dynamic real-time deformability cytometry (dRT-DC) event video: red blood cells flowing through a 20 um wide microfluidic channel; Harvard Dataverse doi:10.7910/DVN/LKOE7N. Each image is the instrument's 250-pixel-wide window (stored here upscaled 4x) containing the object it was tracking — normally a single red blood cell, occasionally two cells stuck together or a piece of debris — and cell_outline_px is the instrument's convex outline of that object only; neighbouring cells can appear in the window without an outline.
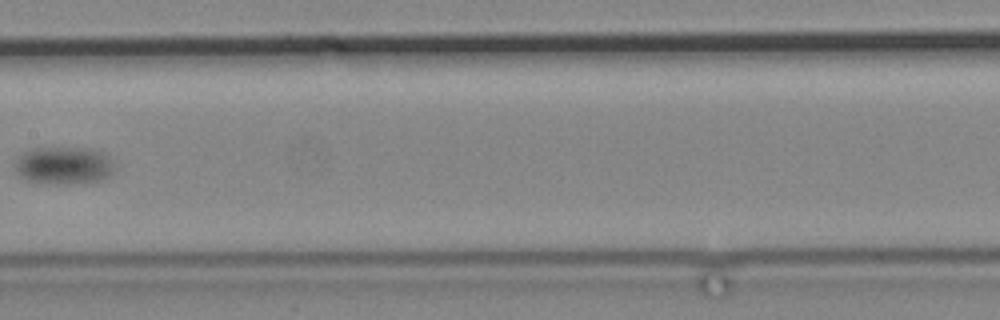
{"species": "common noctule bat (a hibernating species)", "species_latin": "Nyctalus noctula", "temperature_condition": "cold", "stored_images_in_passage": 15, "camera_frame_rate_fps": 3000, "um_per_image_px": 0.085, "animal": {"sex": "male", "body_mass_g": 19.2, "forearm_length_mm": 51.8}, "frame": {"image": 1, "passage_image": 13, "time_ms": 17.667, "image_size_px": [1000, 320], "cell_outline_px": [[112, 172], [108, 176], [96, 180], [68, 184], [40, 184], [28, 180], [20, 176], [12, 168], [12, 160], [20, 152], [32, 148], [92, 148], [108, 156], [112, 164]], "centroid_in_image_um": [5.26, 14.06], "position_along_channel_um": 202.1, "area_um2": 22.14}}
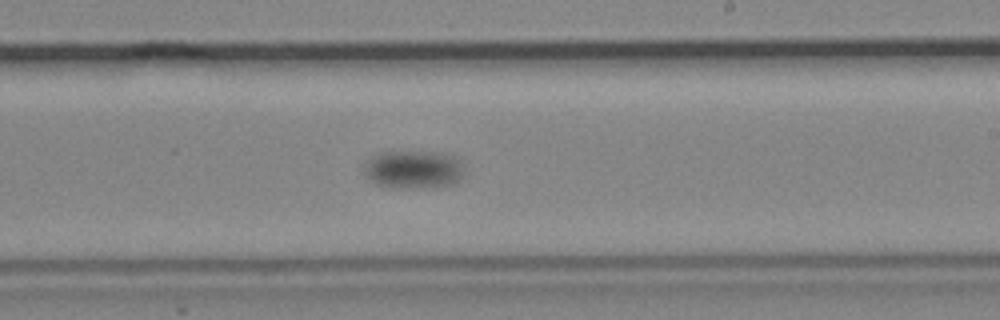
{"frame": {"image": 2, "passage_image": 15, "time_ms": 19.667, "image_size_px": [1000, 320], "cell_outline_px": [[464, 172], [460, 180], [448, 184], [408, 188], [392, 188], [376, 184], [364, 172], [364, 164], [372, 156], [380, 152], [444, 152], [460, 156], [464, 164]], "centroid_in_image_um": [35.2, 14.37], "position_along_channel_um": 253.8, "area_um2": 22.43}}